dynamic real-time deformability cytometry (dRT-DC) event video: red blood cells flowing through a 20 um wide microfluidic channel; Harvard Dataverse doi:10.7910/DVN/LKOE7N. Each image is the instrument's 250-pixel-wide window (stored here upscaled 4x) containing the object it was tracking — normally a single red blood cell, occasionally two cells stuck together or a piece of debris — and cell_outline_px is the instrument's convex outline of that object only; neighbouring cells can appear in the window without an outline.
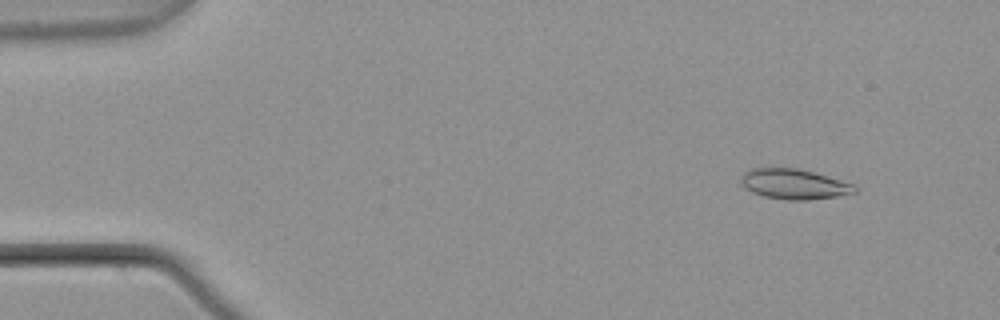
{"species": "common noctule bat (a hibernating species)", "species_latin": "Nyctalus noctula", "temperature_condition": "warm", "stored_images_in_passage": 55, "camera_frame_rate_fps": 3000, "um_per_image_px": 0.085, "animal": {"sex": "male", "body_mass_g": 21.5, "forearm_length_mm": 52.0}, "frame": {"image": 1, "passage_image": 6, "time_ms": 1.667, "image_size_px": [1000, 320], "cell_outline_px": [[856, 192], [836, 196], [808, 200], [788, 200], [764, 196], [752, 192], [744, 188], [740, 184], [740, 176], [744, 172], [752, 168], [796, 168], [812, 172], [840, 180], [852, 184], [856, 188]], "centroid_in_image_um": [67.42, 15.65], "position_along_channel_um": 17.6, "area_um2": 19.83}}
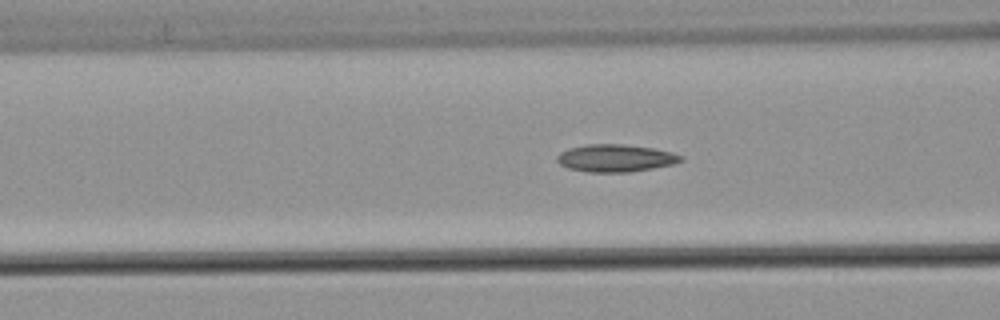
{"frame": {"image": 2, "passage_image": 22, "time_ms": 7.0, "image_size_px": [1000, 320], "cell_outline_px": [[684, 160], [672, 164], [632, 172], [588, 172], [568, 168], [560, 164], [556, 160], [556, 156], [560, 152], [568, 148], [588, 144], [624, 144], [652, 148], [672, 152], [684, 156]], "centroid_in_image_um": [52.31, 13.44], "position_along_channel_um": 114.3, "area_um2": 19.88}}
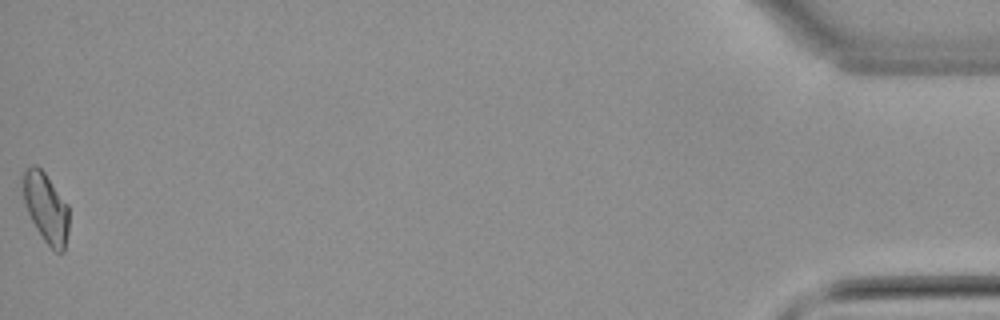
{"frame": {"image": 3, "passage_image": 55, "time_ms": 18.0, "image_size_px": [1000, 320], "cell_outline_px": [[68, 232], [64, 252], [56, 252], [44, 240], [36, 228], [28, 212], [24, 200], [24, 172], [32, 164], [36, 164], [44, 172], [68, 204]], "centroid_in_image_um": [3.94, 17.67], "position_along_channel_um": 431.3, "area_um2": 18.32}, "authors_computed_cell_mechanics": {"area_um2": 18.9006, "velocity_mm_per_s": 3.7854, "shape_relaxation_time_tau1_ms": 5.8741, "shape_relaxation_time_tau2_ms": 5.2614, "deformation_change_tau1": 0.1581, "deformation_change_tau2": 0.1268}}